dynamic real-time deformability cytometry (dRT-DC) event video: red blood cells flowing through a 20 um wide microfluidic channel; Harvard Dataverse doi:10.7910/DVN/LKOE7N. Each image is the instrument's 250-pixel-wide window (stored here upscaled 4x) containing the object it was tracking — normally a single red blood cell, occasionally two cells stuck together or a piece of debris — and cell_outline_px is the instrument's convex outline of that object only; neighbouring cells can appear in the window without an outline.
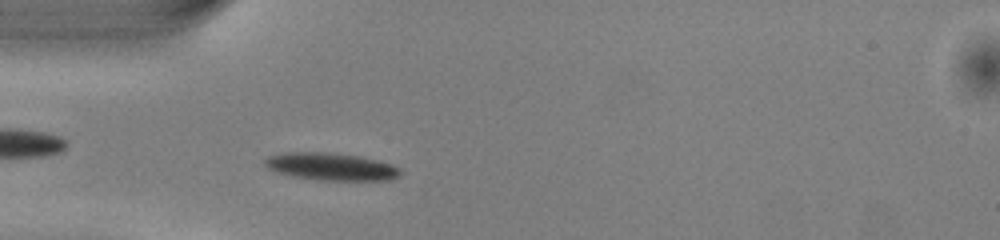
{"species": "common noctule bat (a hibernating species)", "species_latin": "Nyctalus noctula", "temperature_condition": "warm", "stored_images_in_passage": 44, "camera_frame_rate_fps": 3000, "um_per_image_px": 0.085, "animal": {"sex": "male", "body_mass_g": 13.0, "forearm_length_mm": 53.1}, "frame": {"image": 1, "passage_image": 9, "time_ms": 2.667, "image_size_px": [1000, 240], "cell_outline_px": [[404, 172], [400, 176], [388, 180], [324, 180], [292, 176], [268, 168], [264, 164], [264, 160], [268, 156], [284, 152], [328, 152], [360, 156], [392, 164], [400, 168]], "centroid_in_image_um": [28.18, 14.15], "position_along_channel_um": 56.8, "area_um2": 21.68}}
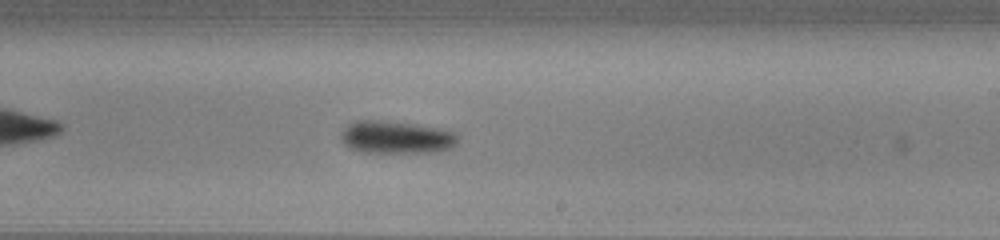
{"frame": {"image": 2, "passage_image": 24, "time_ms": 7.667, "image_size_px": [1000, 240], "cell_outline_px": [[456, 144], [448, 148], [436, 152], [360, 152], [344, 144], [340, 140], [340, 132], [348, 124], [356, 120], [380, 120], [416, 124], [444, 128], [456, 132]], "centroid_in_image_um": [33.65, 11.65], "position_along_channel_um": 255.3, "area_um2": 22.37}}
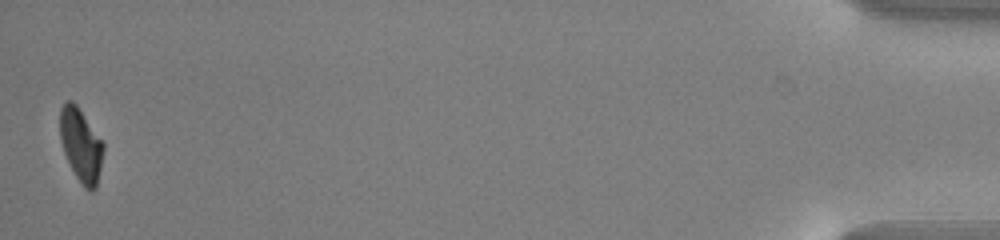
{"frame": {"image": 3, "passage_image": 44, "time_ms": 14.333, "image_size_px": [1000, 240], "cell_outline_px": [[104, 148], [96, 188], [92, 192], [88, 192], [84, 188], [76, 176], [64, 152], [60, 140], [60, 108], [68, 100], [72, 100], [76, 104], [104, 144]], "centroid_in_image_um": [6.87, 12.35], "position_along_channel_um": 428.3, "area_um2": 18.26}, "authors_computed_cell_mechanics": {"area_um2": 20.7213, "velocity_mm_per_s": 4.0717, "shape_relaxation_time_tau1_ms": 1.9122, "shape_relaxation_time_tau2_ms": null, "deformation_change_tau1": 0.1277, "deformation_change_tau2": null}}